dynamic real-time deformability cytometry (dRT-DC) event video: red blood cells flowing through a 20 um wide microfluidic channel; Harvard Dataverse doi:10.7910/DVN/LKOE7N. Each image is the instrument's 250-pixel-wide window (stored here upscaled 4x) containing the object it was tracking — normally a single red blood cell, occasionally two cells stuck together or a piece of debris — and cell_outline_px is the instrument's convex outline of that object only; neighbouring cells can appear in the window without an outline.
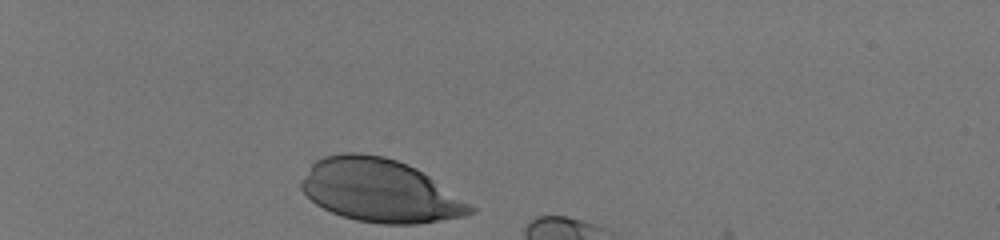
{"species": "human", "species_latin": "Homo sapiens", "temperature_condition": "room temperature", "stored_images_in_passage": 9, "camera_frame_rate_fps": 3000, "um_per_image_px": 0.085, "donor": {"sex": "male"}, "frame": {"image": 1, "passage_image": 1, "time_ms": 0.0, "image_size_px": [1000, 240], "cell_outline_px": [[476, 212], [464, 216], [416, 224], [380, 224], [356, 220], [332, 212], [316, 204], [300, 188], [300, 184], [312, 164], [316, 160], [324, 156], [340, 152], [360, 152], [384, 156], [408, 164], [416, 168], [476, 208]], "centroid_in_image_um": [32.28, 16.19], "position_along_channel_um": 52.7, "area_um2": 61.56}}